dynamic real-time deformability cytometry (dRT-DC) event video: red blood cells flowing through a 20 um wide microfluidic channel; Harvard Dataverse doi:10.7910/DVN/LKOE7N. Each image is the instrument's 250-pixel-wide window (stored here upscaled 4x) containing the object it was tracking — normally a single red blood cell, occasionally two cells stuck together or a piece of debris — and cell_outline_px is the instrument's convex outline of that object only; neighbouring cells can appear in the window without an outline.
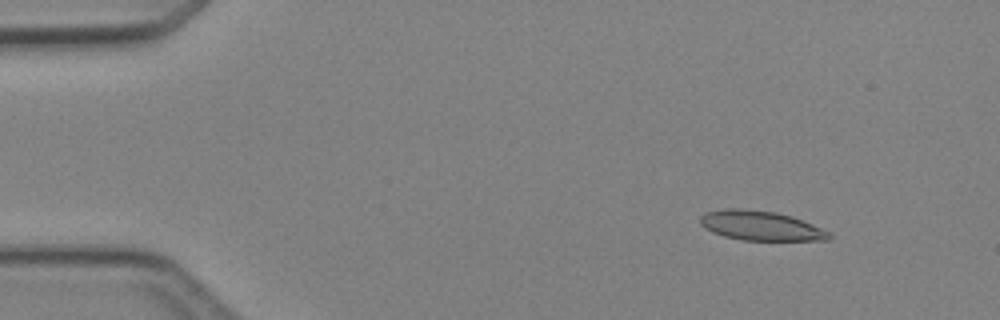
{"species": "Egyptian fruit bat (a non-hibernating species)", "species_latin": "Rousettus aegyptiacus", "temperature_condition": "cold", "stored_images_in_passage": 4, "camera_frame_rate_fps": 3000, "um_per_image_px": 0.085, "animal": {"sex": "female"}, "frame": {"image": 1, "passage_image": 1, "time_ms": 0.0, "image_size_px": [1000, 320], "cell_outline_px": [[832, 236], [828, 240], [744, 240], [724, 236], [712, 232], [700, 224], [700, 216], [704, 212], [724, 208], [740, 208], [776, 212], [792, 216], [832, 232]], "centroid_in_image_um": [64.66, 19.17], "position_along_channel_um": 20.3, "area_um2": 22.31}}
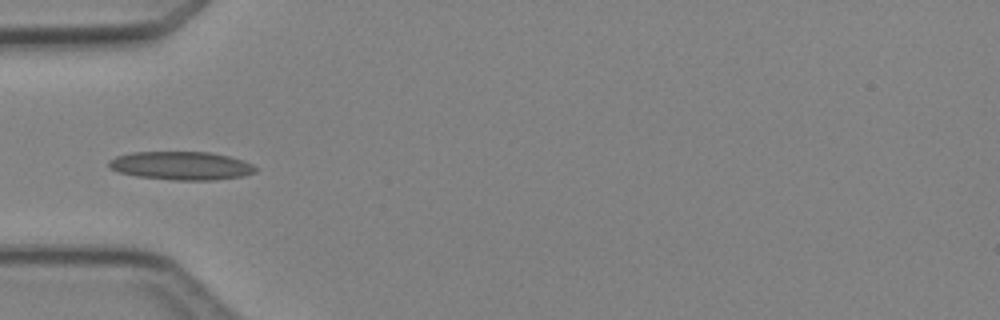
{"frame": {"image": 2, "passage_image": 4, "time_ms": 3.333, "image_size_px": [1000, 320], "cell_outline_px": [[256, 172], [244, 176], [212, 180], [172, 180], [136, 176], [120, 172], [108, 168], [108, 160], [116, 156], [132, 152], [208, 152], [228, 156], [244, 160], [252, 164], [256, 168]], "centroid_in_image_um": [15.39, 14.08], "position_along_channel_um": 69.6, "area_um2": 24.33}}